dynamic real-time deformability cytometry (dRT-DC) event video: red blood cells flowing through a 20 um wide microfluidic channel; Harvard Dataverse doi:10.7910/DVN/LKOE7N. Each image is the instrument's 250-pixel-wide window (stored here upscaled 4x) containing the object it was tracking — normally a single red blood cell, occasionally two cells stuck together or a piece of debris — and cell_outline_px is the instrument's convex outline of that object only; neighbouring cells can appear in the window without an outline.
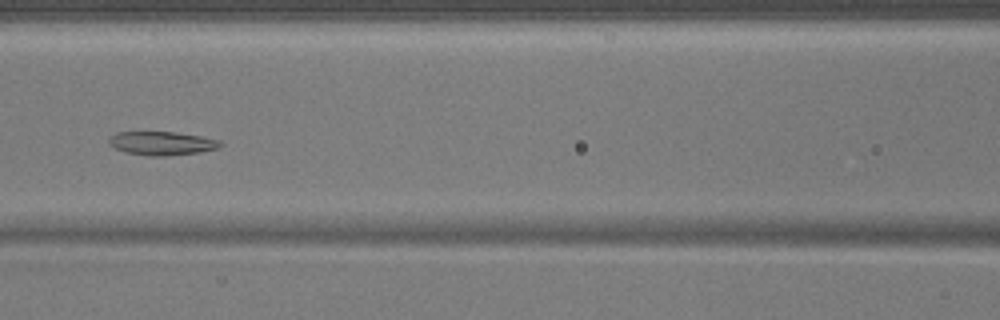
{"species": "common noctule bat (a hibernating species)", "species_latin": "Nyctalus noctula", "temperature_condition": "warm", "stored_images_in_passage": 39, "camera_frame_rate_fps": 3000, "um_per_image_px": 0.085, "animal": {"sex": "male", "body_mass_g": 17.9}, "frame": {"image": 1, "passage_image": 11, "time_ms": 3.333, "image_size_px": [1000, 320], "cell_outline_px": [[224, 144], [216, 148], [200, 152], [168, 156], [148, 156], [128, 152], [116, 148], [108, 144], [108, 140], [116, 132], [176, 132], [200, 136], [220, 140]], "centroid_in_image_um": [13.78, 12.18], "position_along_channel_um": 152.8, "area_um2": 15.26}}
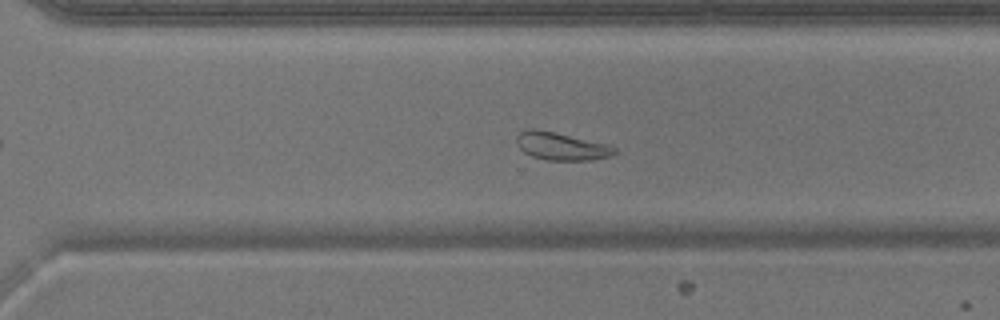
{"frame": {"image": 2, "passage_image": 24, "time_ms": 7.667, "image_size_px": [1000, 320], "cell_outline_px": [[616, 152], [608, 156], [592, 160], [548, 160], [532, 156], [524, 152], [516, 144], [516, 136], [520, 132], [528, 128], [536, 128], [608, 144], [616, 148]], "centroid_in_image_um": [47.67, 12.42], "position_along_channel_um": 322.9, "area_um2": 15.78}}
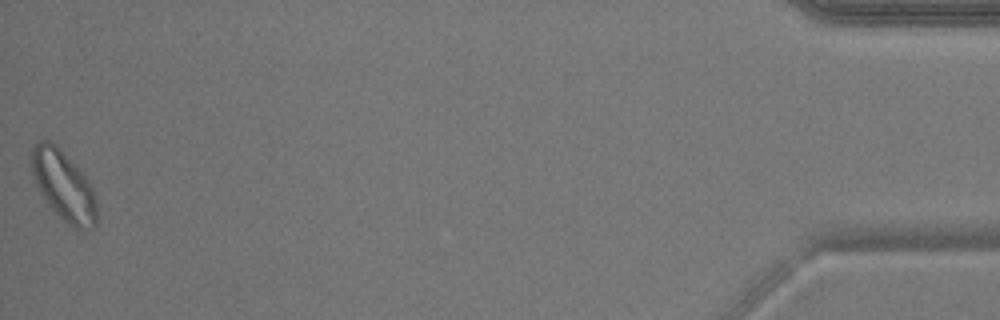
{"frame": {"image": 3, "passage_image": 39, "time_ms": 12.667, "image_size_px": [1000, 320], "cell_outline_px": [[96, 224], [92, 228], [76, 228], [64, 220], [48, 204], [32, 172], [32, 148], [40, 140], [48, 140], [56, 144], [84, 176], [92, 188], [96, 200]], "centroid_in_image_um": [5.42, 15.76], "position_along_channel_um": 429.8, "area_um2": 25.43}}